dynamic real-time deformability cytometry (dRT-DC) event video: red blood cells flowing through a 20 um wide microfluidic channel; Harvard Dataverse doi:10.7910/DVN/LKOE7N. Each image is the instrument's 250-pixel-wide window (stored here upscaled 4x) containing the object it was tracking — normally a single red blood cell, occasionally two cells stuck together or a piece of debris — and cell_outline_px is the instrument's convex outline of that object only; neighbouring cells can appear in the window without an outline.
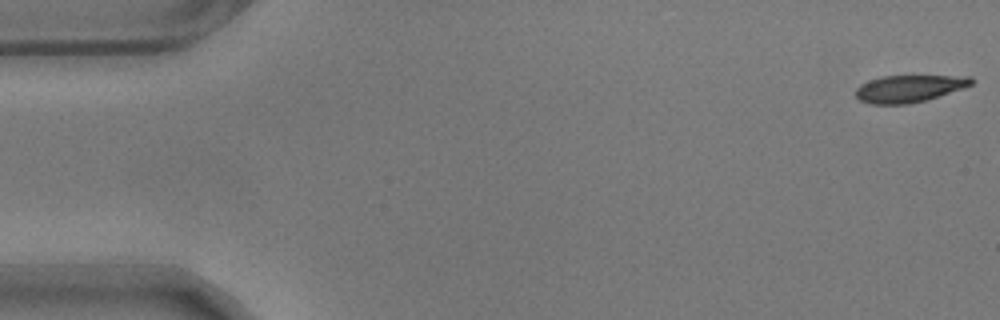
{"species": "common noctule bat (a hibernating species)", "species_latin": "Nyctalus noctula", "temperature_condition": "warm", "stored_images_in_passage": 49, "camera_frame_rate_fps": 3000, "um_per_image_px": 0.085, "animal": {"sex": "male", "body_mass_g": 17.9}, "frame": {"image": 1, "passage_image": 1, "time_ms": 0.0, "image_size_px": [1000, 320], "cell_outline_px": [[976, 80], [972, 84], [924, 100], [908, 104], [872, 104], [860, 100], [856, 96], [856, 88], [860, 84], [884, 76], [972, 76]], "centroid_in_image_um": [77.26, 7.52], "position_along_channel_um": 7.7, "area_um2": 17.86}}
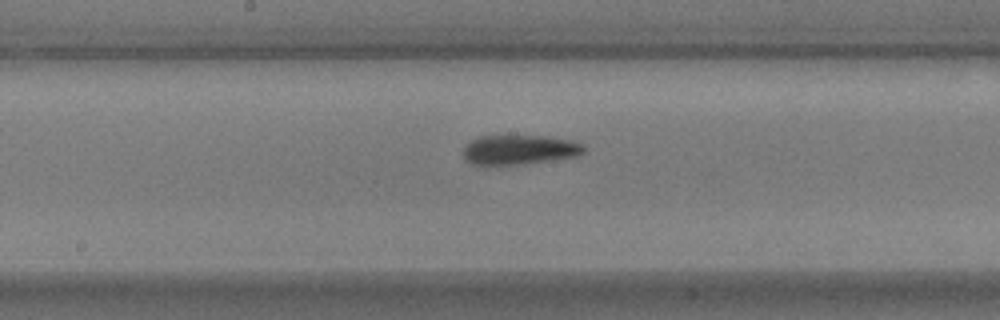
{"frame": {"image": 2, "passage_image": 29, "time_ms": 9.333, "image_size_px": [1000, 320], "cell_outline_px": [[584, 152], [576, 156], [548, 160], [516, 164], [472, 164], [464, 160], [464, 144], [480, 136], [552, 136], [584, 144]], "centroid_in_image_um": [44.12, 12.71], "position_along_channel_um": 204.1, "area_um2": 20.52}}
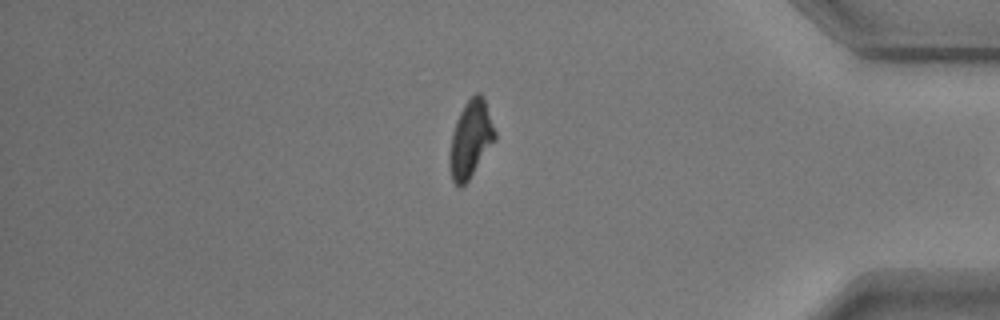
{"frame": {"image": 3, "passage_image": 48, "time_ms": 15.667, "image_size_px": [1000, 320], "cell_outline_px": [[496, 140], [468, 180], [460, 188], [452, 180], [448, 164], [448, 160], [452, 132], [456, 120], [464, 104], [476, 92], [480, 92], [484, 96], [496, 132]], "centroid_in_image_um": [40.0, 11.81], "position_along_channel_um": 395.2, "area_um2": 20.52}}